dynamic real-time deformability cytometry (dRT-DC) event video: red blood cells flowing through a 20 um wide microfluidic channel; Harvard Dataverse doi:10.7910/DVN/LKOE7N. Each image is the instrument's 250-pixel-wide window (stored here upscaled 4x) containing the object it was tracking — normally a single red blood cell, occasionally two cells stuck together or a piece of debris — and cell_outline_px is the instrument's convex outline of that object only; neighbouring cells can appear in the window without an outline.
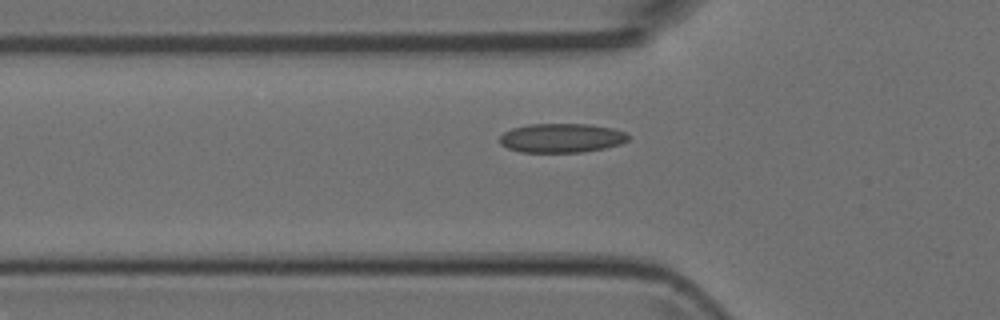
{"species": "Egyptian fruit bat (a non-hibernating species)", "species_latin": "Rousettus aegyptiacus", "temperature_condition": "room temperature", "stored_images_in_passage": 31, "camera_frame_rate_fps": 3000, "um_per_image_px": 0.085, "animal": {"sex": "female"}, "frame": {"image": 1, "passage_image": 17, "time_ms": 5.333, "image_size_px": [1000, 320], "cell_outline_px": [[628, 140], [620, 144], [604, 148], [580, 152], [520, 152], [508, 148], [500, 144], [500, 136], [504, 132], [512, 128], [528, 124], [588, 124], [612, 128], [624, 132], [628, 136]], "centroid_in_image_um": [47.7, 11.73], "position_along_channel_um": 78.1, "area_um2": 21.73}}
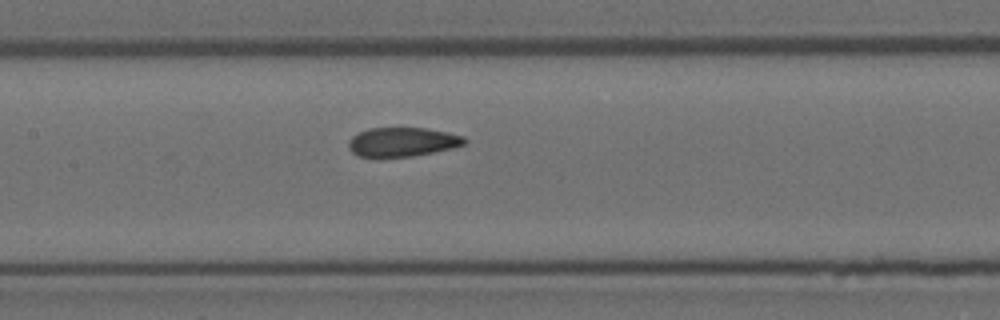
{"frame": {"image": 2, "passage_image": 24, "time_ms": 7.667, "image_size_px": [1000, 320], "cell_outline_px": [[468, 140], [464, 144], [452, 148], [412, 156], [376, 160], [360, 156], [352, 152], [348, 148], [348, 140], [352, 136], [368, 128], [424, 128], [448, 132], [464, 136]], "centroid_in_image_um": [34.15, 12.1], "position_along_channel_um": 173.3, "area_um2": 20.23}}
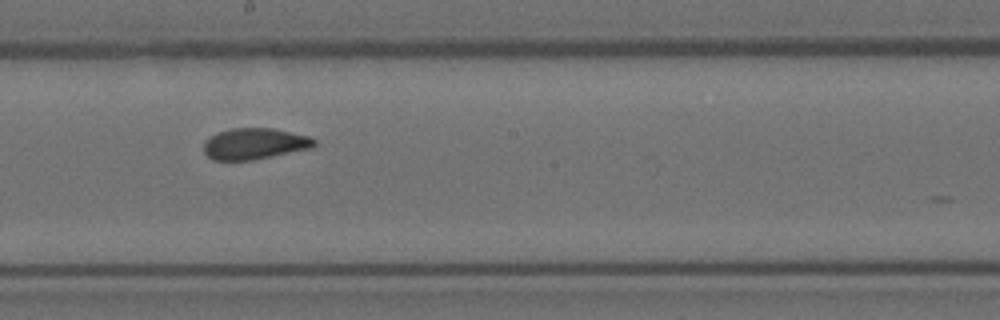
{"frame": {"image": 3, "passage_image": 28, "time_ms": 9.0, "image_size_px": [1000, 320], "cell_outline_px": [[316, 144], [312, 148], [252, 160], [212, 160], [204, 152], [204, 140], [220, 132], [232, 128], [272, 128], [308, 136], [316, 140]], "centroid_in_image_um": [21.64, 12.22], "position_along_channel_um": 226.6, "area_um2": 19.94}}